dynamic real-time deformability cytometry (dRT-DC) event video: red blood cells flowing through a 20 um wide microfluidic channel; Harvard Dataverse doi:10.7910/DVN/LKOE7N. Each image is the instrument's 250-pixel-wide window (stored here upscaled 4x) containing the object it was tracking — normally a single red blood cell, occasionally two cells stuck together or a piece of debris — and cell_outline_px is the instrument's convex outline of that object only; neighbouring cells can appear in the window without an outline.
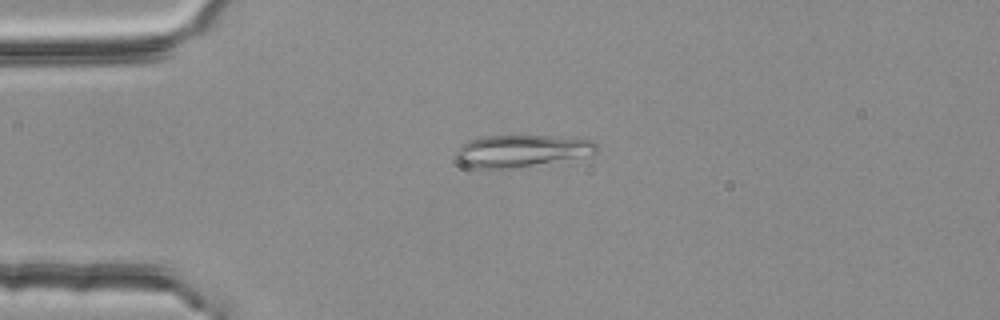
{"species": "common noctule bat (a hibernating species)", "species_latin": "Nyctalus noctula", "temperature_condition": "room temperature", "stored_images_in_passage": 3, "camera_frame_rate_fps": 3000, "um_per_image_px": 0.085, "animal": {"sex": "female", "body_mass_g": 25.1}, "frame": {"image": 1, "passage_image": 2, "time_ms": 0.333, "image_size_px": [1000, 320], "cell_outline_px": [[600, 148], [592, 156], [512, 168], [476, 168], [464, 164], [456, 156], [456, 152], [468, 140], [484, 136], [556, 136], [592, 140], [600, 144]], "centroid_in_image_um": [44.46, 12.82], "position_along_channel_um": 40.5, "area_um2": 26.3}}